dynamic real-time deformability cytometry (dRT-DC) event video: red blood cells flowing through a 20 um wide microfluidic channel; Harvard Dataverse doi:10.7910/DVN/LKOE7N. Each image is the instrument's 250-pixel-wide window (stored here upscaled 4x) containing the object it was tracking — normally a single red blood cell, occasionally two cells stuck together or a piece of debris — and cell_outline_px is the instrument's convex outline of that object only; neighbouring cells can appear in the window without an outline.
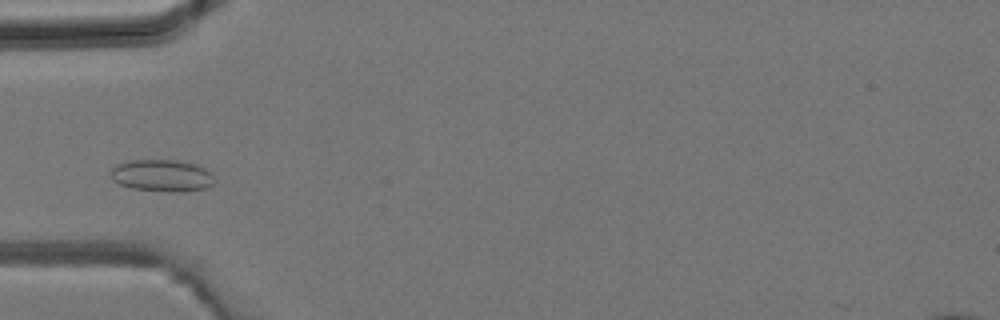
{"species": "common noctule bat (a hibernating species)", "species_latin": "Nyctalus noctula", "temperature_condition": "room temperature", "stored_images_in_passage": 38, "camera_frame_rate_fps": 3000, "um_per_image_px": 0.085, "animal": {"sex": "male", "body_mass_g": 19.2, "forearm_length_mm": 51.8}, "frame": {"image": 1, "passage_image": 9, "time_ms": 2.667, "image_size_px": [1000, 320], "cell_outline_px": [[212, 184], [208, 188], [176, 192], [168, 192], [132, 188], [120, 184], [112, 180], [112, 168], [116, 164], [128, 160], [176, 160], [196, 164], [212, 172]], "centroid_in_image_um": [13.76, 14.92], "position_along_channel_um": 71.2, "area_um2": 19.31}}
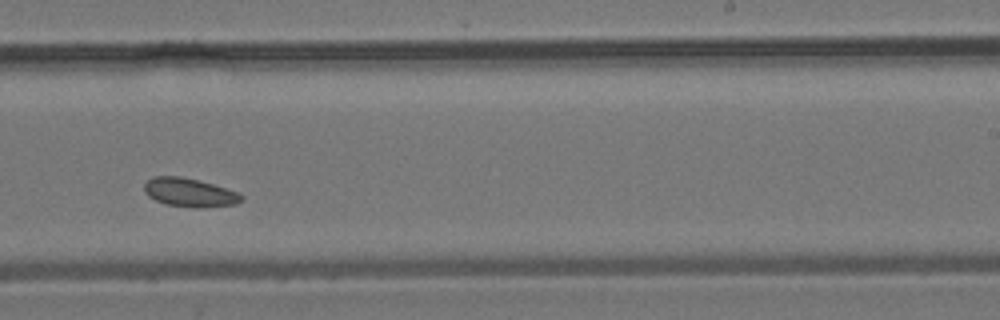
{"frame": {"image": 2, "passage_image": 22, "time_ms": 7.0, "image_size_px": [1000, 320], "cell_outline_px": [[244, 196], [236, 204], [204, 208], [192, 208], [164, 204], [148, 196], [144, 192], [144, 184], [152, 176], [180, 176], [200, 180], [240, 192]], "centroid_in_image_um": [16.12, 16.36], "position_along_channel_um": 272.9, "area_um2": 16.53}}
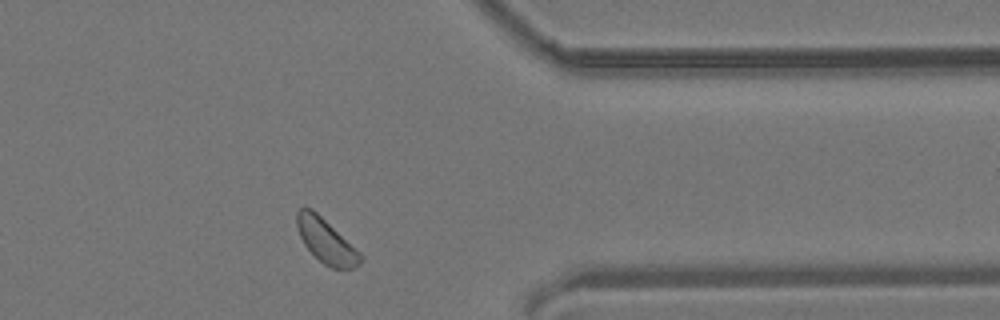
{"frame": {"image": 3, "passage_image": 30, "time_ms": 9.667, "image_size_px": [1000, 320], "cell_outline_px": [[364, 256], [360, 264], [352, 268], [332, 268], [324, 264], [304, 244], [296, 228], [296, 212], [300, 208], [312, 208], [360, 252]], "centroid_in_image_um": [27.71, 20.47], "position_along_channel_um": 383.7, "area_um2": 16.13}}